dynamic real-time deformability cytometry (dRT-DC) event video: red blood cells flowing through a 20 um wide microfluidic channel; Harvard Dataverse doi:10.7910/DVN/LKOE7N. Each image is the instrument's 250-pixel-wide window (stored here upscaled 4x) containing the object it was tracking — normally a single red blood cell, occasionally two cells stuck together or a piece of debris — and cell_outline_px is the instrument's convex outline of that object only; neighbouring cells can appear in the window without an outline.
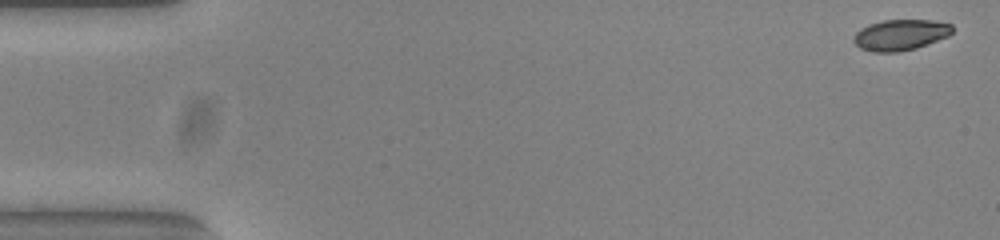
{"species": "common noctule bat (a hibernating species)", "species_latin": "Nyctalus noctula", "temperature_condition": "warm", "stored_images_in_passage": 50, "camera_frame_rate_fps": 3000, "um_per_image_px": 0.085, "animal": {"sex": "female", "body_mass_g": 23.0, "forearm_length_mm": 53.4}, "frame": {"image": 1, "passage_image": 1, "time_ms": 0.0, "image_size_px": [1000, 240], "cell_outline_px": [[952, 32], [948, 36], [916, 48], [896, 52], [872, 52], [860, 48], [852, 40], [852, 36], [860, 28], [868, 24], [884, 20], [932, 20], [952, 24]], "centroid_in_image_um": [76.5, 2.96], "position_along_channel_um": 8.5, "area_um2": 17.8}}
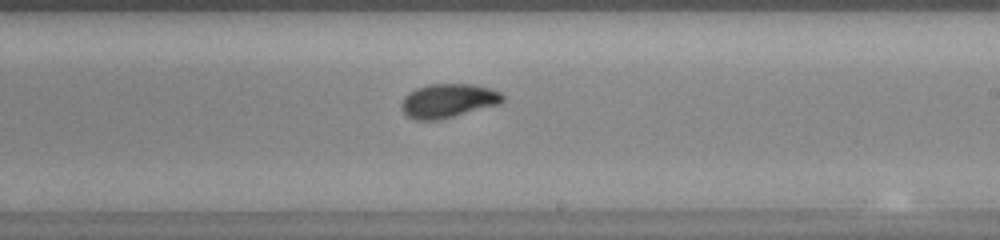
{"frame": {"image": 2, "passage_image": 31, "time_ms": 10.0, "image_size_px": [1000, 240], "cell_outline_px": [[504, 100], [496, 104], [440, 120], [416, 120], [408, 116], [400, 108], [400, 104], [404, 96], [408, 92], [416, 88], [428, 84], [472, 84], [488, 88], [500, 92], [504, 96]], "centroid_in_image_um": [38.02, 8.56], "position_along_channel_um": 251.0, "area_um2": 19.88}}
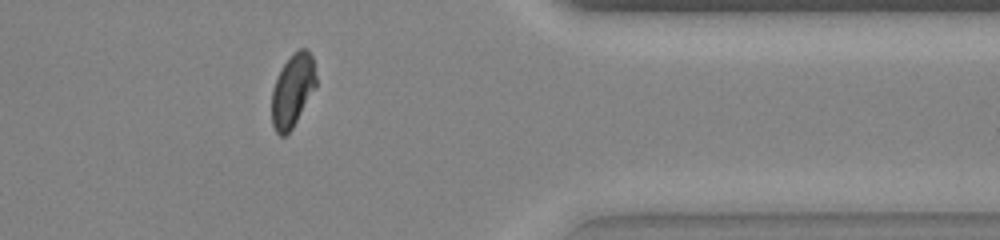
{"frame": {"image": 3, "passage_image": 43, "time_ms": 14.0, "image_size_px": [1000, 240], "cell_outline_px": [[316, 88], [292, 128], [284, 136], [280, 136], [276, 132], [272, 124], [272, 88], [276, 76], [280, 68], [292, 52], [300, 48], [308, 48], [312, 56], [316, 76]], "centroid_in_image_um": [24.87, 7.64], "position_along_channel_um": 386.5, "area_um2": 19.13}}